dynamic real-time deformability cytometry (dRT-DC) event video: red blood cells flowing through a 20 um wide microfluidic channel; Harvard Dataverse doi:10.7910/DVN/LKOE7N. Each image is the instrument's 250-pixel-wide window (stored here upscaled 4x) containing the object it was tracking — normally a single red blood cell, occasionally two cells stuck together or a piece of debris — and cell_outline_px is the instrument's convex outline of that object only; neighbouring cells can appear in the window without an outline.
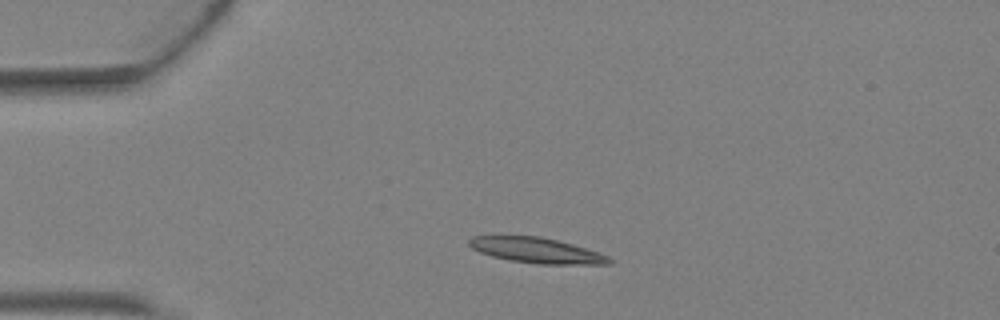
{"species": "Egyptian fruit bat (a non-hibernating species)", "species_latin": "Rousettus aegyptiacus", "temperature_condition": "warm", "stored_images_in_passage": 2, "camera_frame_rate_fps": 3000, "um_per_image_px": 0.085, "animal": {"sex": "female"}, "frame": {"image": 1, "passage_image": 1, "time_ms": 0.0, "image_size_px": [1000, 320], "cell_outline_px": [[616, 260], [612, 264], [536, 264], [508, 260], [492, 256], [480, 252], [472, 248], [468, 244], [468, 240], [472, 236], [540, 236], [572, 244], [600, 252]], "centroid_in_image_um": [45.65, 21.29], "position_along_channel_um": 39.3, "area_um2": 20.87}}
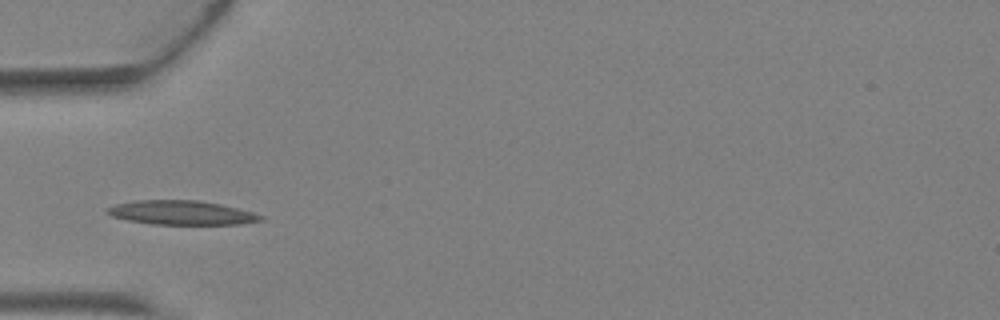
{"frame": {"image": 2, "passage_image": 2, "time_ms": 0.333, "image_size_px": [1000, 320], "cell_outline_px": [[264, 220], [240, 224], [152, 224], [128, 220], [112, 216], [104, 212], [108, 208], [116, 204], [136, 200], [200, 200], [220, 204], [252, 212], [264, 216]], "centroid_in_image_um": [15.43, 18.07], "position_along_channel_um": 69.6, "area_um2": 21.5}}